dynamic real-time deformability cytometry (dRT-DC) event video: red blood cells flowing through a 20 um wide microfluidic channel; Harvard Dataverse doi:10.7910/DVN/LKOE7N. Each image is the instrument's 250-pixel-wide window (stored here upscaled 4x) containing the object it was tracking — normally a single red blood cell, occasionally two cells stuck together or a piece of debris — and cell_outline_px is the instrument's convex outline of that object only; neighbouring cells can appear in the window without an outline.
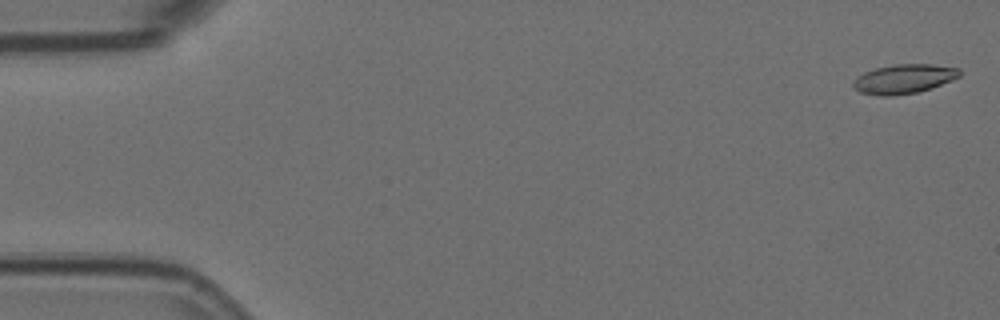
{"species": "Egyptian fruit bat (a non-hibernating species)", "species_latin": "Rousettus aegyptiacus", "temperature_condition": "room temperature", "stored_images_in_passage": 57, "camera_frame_rate_fps": 3000, "um_per_image_px": 0.085, "animal": {"sex": "female"}, "frame": {"image": 1, "passage_image": 2, "time_ms": 0.333, "image_size_px": [1000, 320], "cell_outline_px": [[960, 76], [952, 80], [916, 92], [888, 96], [880, 96], [860, 92], [852, 84], [856, 76], [864, 72], [876, 68], [896, 64], [932, 64], [960, 68]], "centroid_in_image_um": [76.81, 6.69], "position_along_channel_um": 8.2, "area_um2": 17.92}}
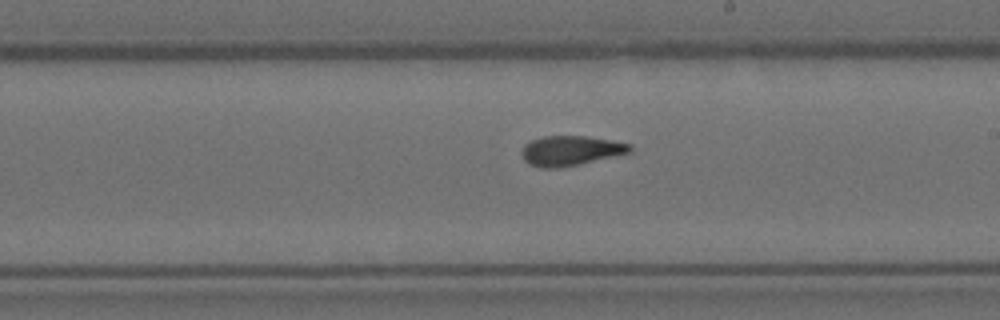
{"frame": {"image": 2, "passage_image": 33, "time_ms": 10.667, "image_size_px": [1000, 320], "cell_outline_px": [[632, 152], [576, 164], [556, 168], [540, 168], [528, 164], [524, 160], [520, 152], [524, 144], [532, 140], [544, 136], [588, 136], [632, 144]], "centroid_in_image_um": [48.47, 12.8], "position_along_channel_um": 240.5, "area_um2": 18.73}}
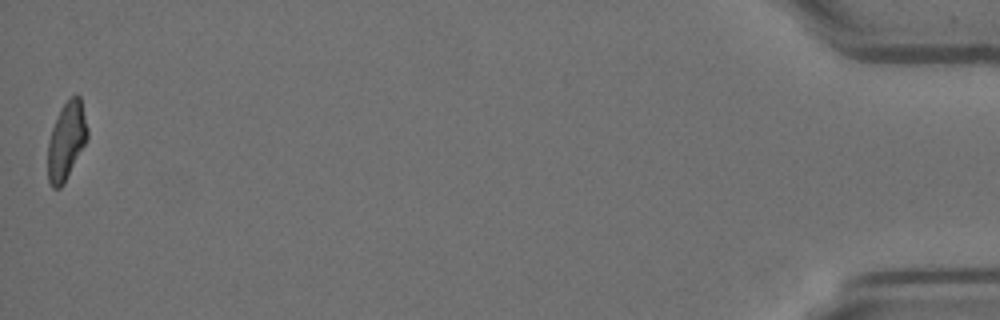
{"frame": {"image": 3, "passage_image": 57, "time_ms": 18.667, "image_size_px": [1000, 320], "cell_outline_px": [[88, 136], [64, 184], [60, 188], [52, 188], [48, 180], [48, 140], [52, 128], [60, 108], [76, 92], [80, 96], [88, 128]], "centroid_in_image_um": [5.64, 11.95], "position_along_channel_um": 429.6, "area_um2": 17.86}, "authors_computed_cell_mechanics": {"area_um2": 18.6116, "velocity_mm_per_s": 3.5897, "shape_relaxation_time_tau1_ms": null, "shape_relaxation_time_tau2_ms": 2.8343, "deformation_change_tau1": null, "deformation_change_tau2": 0.1046}}